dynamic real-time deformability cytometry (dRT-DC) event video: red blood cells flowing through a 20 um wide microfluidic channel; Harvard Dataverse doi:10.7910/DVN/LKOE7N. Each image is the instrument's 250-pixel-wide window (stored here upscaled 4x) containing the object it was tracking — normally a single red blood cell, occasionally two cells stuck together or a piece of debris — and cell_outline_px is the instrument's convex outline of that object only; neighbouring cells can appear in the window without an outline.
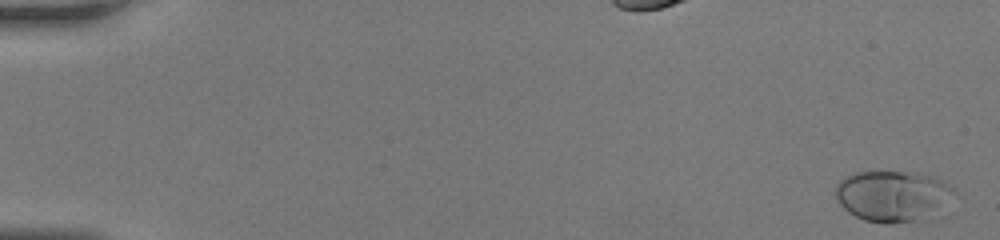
{"species": "human", "species_latin": "Homo sapiens", "temperature_condition": "room temperature", "stored_images_in_passage": 47, "camera_frame_rate_fps": 3000, "um_per_image_px": 0.085, "donor": {"sex": "female"}, "frame": {"image": 1, "passage_image": 2, "time_ms": 0.333, "image_size_px": [1000, 240], "cell_outline_px": [[956, 192], [920, 220], [892, 224], [888, 224], [864, 220], [848, 212], [840, 204], [836, 196], [836, 184], [840, 180], [856, 172], [916, 172], [940, 180], [952, 188]], "centroid_in_image_um": [75.77, 16.65], "position_along_channel_um": 9.2, "area_um2": 34.1}}
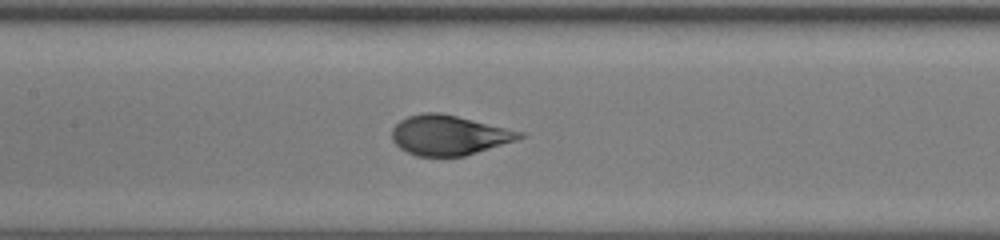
{"frame": {"image": 2, "passage_image": 24, "time_ms": 7.667, "image_size_px": [1000, 240], "cell_outline_px": [[528, 136], [516, 140], [464, 156], [416, 156], [400, 148], [392, 140], [392, 128], [400, 120], [408, 116], [424, 112], [436, 112], [456, 116], [524, 132]], "centroid_in_image_um": [38.15, 11.49], "position_along_channel_um": 169.2, "area_um2": 29.42}}
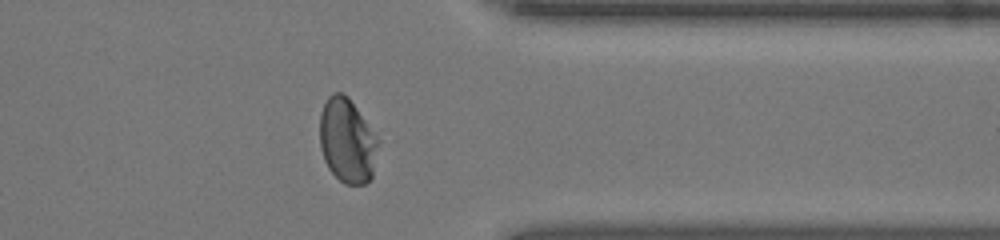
{"frame": {"image": 3, "passage_image": 38, "time_ms": 12.333, "image_size_px": [1000, 240], "cell_outline_px": [[380, 140], [372, 176], [364, 184], [344, 184], [328, 168], [324, 160], [320, 148], [320, 112], [328, 96], [332, 92], [340, 92], [348, 96]], "centroid_in_image_um": [29.51, 11.94], "position_along_channel_um": 381.9, "area_um2": 28.9}}